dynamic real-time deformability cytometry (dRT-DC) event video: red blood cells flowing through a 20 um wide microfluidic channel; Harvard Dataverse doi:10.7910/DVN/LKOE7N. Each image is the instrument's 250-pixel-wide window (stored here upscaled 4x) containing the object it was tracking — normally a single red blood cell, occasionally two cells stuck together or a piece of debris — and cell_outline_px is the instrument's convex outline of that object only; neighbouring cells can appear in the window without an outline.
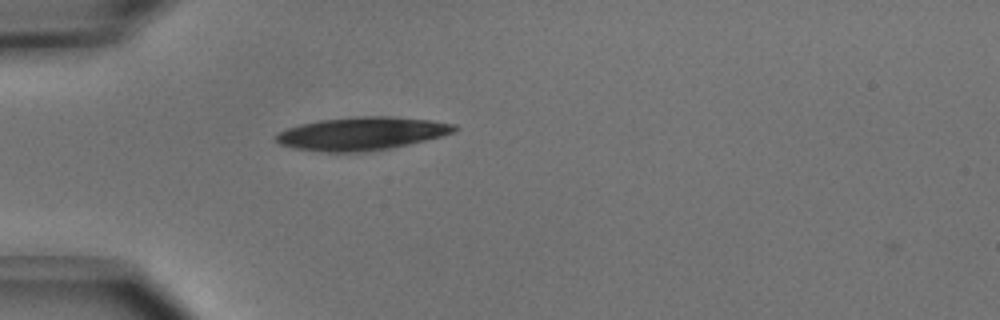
{"species": "common noctule bat (a hibernating species)", "species_latin": "Nyctalus noctula", "temperature_condition": "cold", "stored_images_in_passage": 4, "camera_frame_rate_fps": 3000, "um_per_image_px": 0.085, "animal": {"sex": "male", "body_mass_g": 15.6}, "frame": {"image": 1, "passage_image": 3, "time_ms": 0.667, "image_size_px": [1000, 320], "cell_outline_px": [[460, 128], [452, 132], [440, 136], [392, 148], [368, 152], [324, 152], [292, 148], [280, 144], [276, 140], [276, 136], [280, 132], [288, 128], [300, 124], [320, 120], [356, 116], [392, 116], [432, 120], [456, 124]], "centroid_in_image_um": [30.76, 11.35], "position_along_channel_um": 54.2, "area_um2": 34.45}}